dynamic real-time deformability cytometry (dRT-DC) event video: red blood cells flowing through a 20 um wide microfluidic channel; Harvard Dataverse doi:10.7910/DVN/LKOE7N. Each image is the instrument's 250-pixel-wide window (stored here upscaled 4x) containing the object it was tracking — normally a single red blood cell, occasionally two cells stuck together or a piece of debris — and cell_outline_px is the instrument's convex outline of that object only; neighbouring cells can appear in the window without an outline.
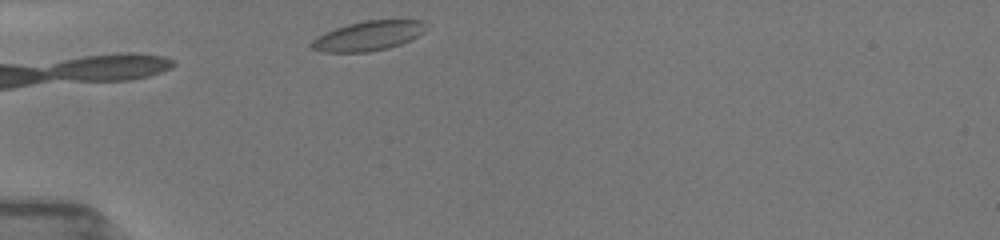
{"species": "common noctule bat (a hibernating species)", "species_latin": "Nyctalus noctula", "temperature_condition": "room temperature", "stored_images_in_passage": 15, "camera_frame_rate_fps": 3000, "um_per_image_px": 0.085, "animal": {"sex": "female", "body_mass_g": 19.5, "forearm_length_mm": 54.1}, "frame": {"image": 1, "passage_image": 1, "time_ms": 0.0, "image_size_px": [1000, 240], "cell_outline_px": [[428, 24], [424, 32], [400, 44], [388, 48], [368, 52], [324, 52], [312, 48], [308, 44], [312, 40], [336, 28], [348, 24], [368, 20], [424, 20]], "centroid_in_image_um": [31.33, 3.04], "position_along_channel_um": 53.7, "area_um2": 19.54}}
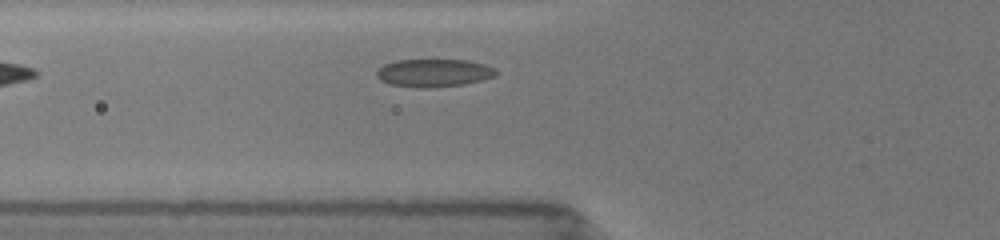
{"frame": {"image": 2, "passage_image": 3, "time_ms": 1.333, "image_size_px": [1000, 240], "cell_outline_px": [[496, 76], [464, 84], [428, 88], [416, 88], [388, 84], [380, 80], [376, 76], [376, 72], [384, 64], [396, 60], [468, 60], [484, 64], [496, 68]], "centroid_in_image_um": [36.85, 6.2], "position_along_channel_um": 88.9, "area_um2": 19.48}}
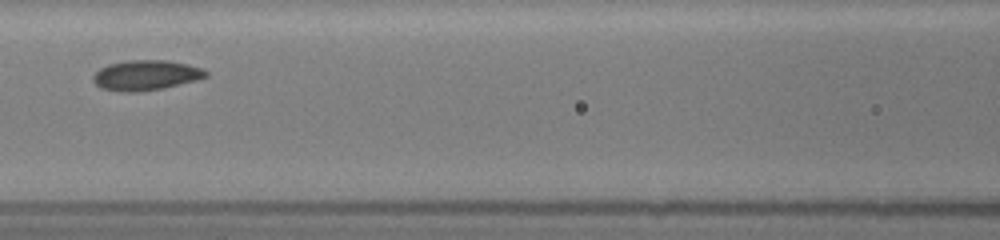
{"frame": {"image": 3, "passage_image": 6, "time_ms": 3.0, "image_size_px": [1000, 240], "cell_outline_px": [[208, 76], [196, 80], [164, 88], [136, 92], [120, 92], [100, 88], [92, 80], [92, 76], [100, 68], [108, 64], [124, 60], [164, 60], [188, 64], [200, 68], [208, 72]], "centroid_in_image_um": [12.36, 6.39], "position_along_channel_um": 154.2, "area_um2": 19.88}}